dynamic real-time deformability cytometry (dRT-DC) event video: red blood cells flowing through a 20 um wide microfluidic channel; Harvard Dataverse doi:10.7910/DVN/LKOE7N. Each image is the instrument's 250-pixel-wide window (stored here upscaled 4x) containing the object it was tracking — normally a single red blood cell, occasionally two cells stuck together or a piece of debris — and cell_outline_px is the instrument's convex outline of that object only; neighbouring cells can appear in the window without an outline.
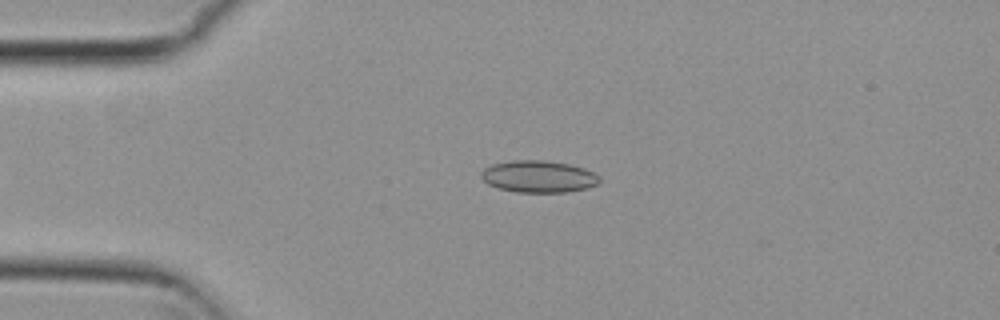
{"species": "common noctule bat (a hibernating species)", "species_latin": "Nyctalus noctula", "temperature_condition": "cold", "stored_images_in_passage": 43, "camera_frame_rate_fps": 3000, "um_per_image_px": 0.085, "animal": {"sex": "female", "body_mass_g": 29.2, "forearm_length_mm": 56.3}, "frame": {"image": 1, "passage_image": 7, "time_ms": 2.0, "image_size_px": [1000, 320], "cell_outline_px": [[600, 180], [596, 184], [588, 188], [564, 192], [516, 192], [496, 188], [488, 184], [480, 176], [480, 172], [484, 168], [492, 164], [512, 160], [544, 160], [568, 164], [584, 168], [600, 176]], "centroid_in_image_um": [45.74, 15.0], "position_along_channel_um": 39.3, "area_um2": 22.08}}
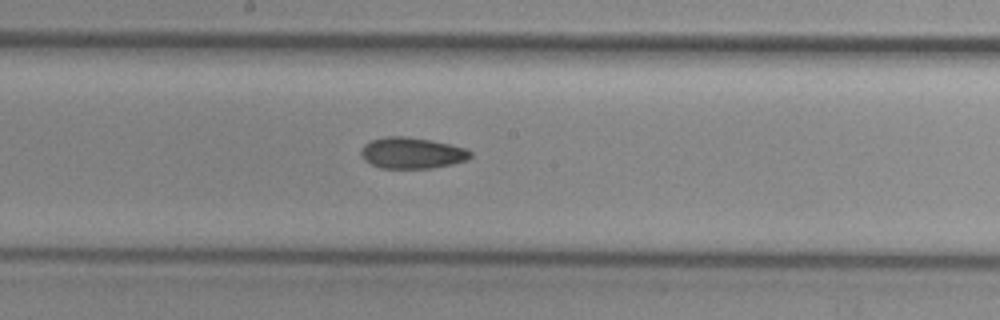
{"frame": {"image": 2, "passage_image": 23, "time_ms": 7.333, "image_size_px": [1000, 320], "cell_outline_px": [[472, 156], [468, 160], [452, 164], [432, 168], [380, 168], [364, 160], [360, 156], [360, 152], [364, 144], [372, 140], [388, 136], [404, 136], [428, 140], [448, 144], [464, 148], [472, 152]], "centroid_in_image_um": [35.0, 13.01], "position_along_channel_um": 213.2, "area_um2": 19.77}}
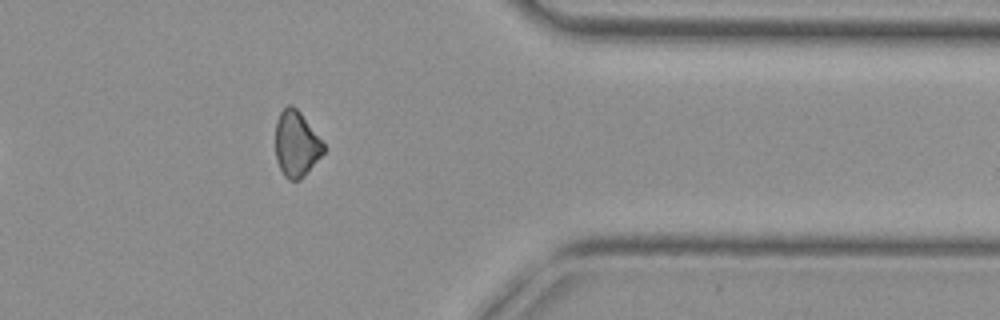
{"frame": {"image": 3, "passage_image": 38, "time_ms": 12.333, "image_size_px": [1000, 320], "cell_outline_px": [[324, 152], [304, 176], [300, 180], [288, 180], [284, 176], [276, 160], [276, 120], [280, 112], [288, 104], [292, 104], [300, 112], [324, 144]], "centroid_in_image_um": [25.17, 12.24], "position_along_channel_um": 386.2, "area_um2": 18.26}}